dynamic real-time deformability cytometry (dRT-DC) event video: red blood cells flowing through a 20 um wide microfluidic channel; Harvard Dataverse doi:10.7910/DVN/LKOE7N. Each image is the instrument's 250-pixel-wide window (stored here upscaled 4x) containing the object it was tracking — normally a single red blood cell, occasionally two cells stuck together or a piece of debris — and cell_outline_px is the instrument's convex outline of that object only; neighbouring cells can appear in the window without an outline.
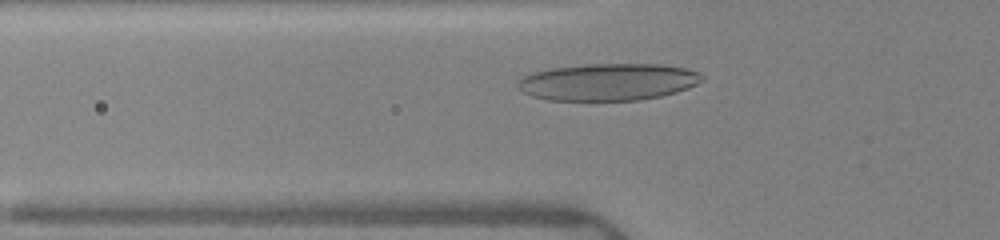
{"species": "human", "species_latin": "Homo sapiens", "temperature_condition": "warm", "stored_images_in_passage": 35, "camera_frame_rate_fps": 3000, "um_per_image_px": 0.085, "donor": {"sex": "female"}, "frame": {"image": 1, "passage_image": 9, "time_ms": 2.667, "image_size_px": [1000, 240], "cell_outline_px": [[704, 80], [688, 88], [676, 92], [660, 96], [636, 100], [548, 100], [532, 96], [524, 92], [516, 84], [524, 76], [532, 72], [552, 68], [588, 64], [660, 64], [684, 68], [700, 72], [704, 76]], "centroid_in_image_um": [51.72, 6.96], "position_along_channel_um": 74.1, "area_um2": 39.65}}
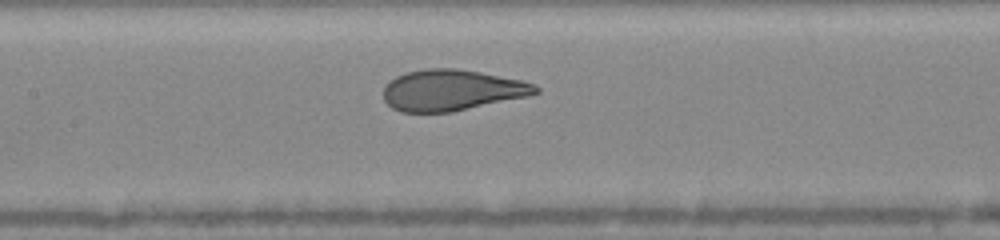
{"frame": {"image": 2, "passage_image": 16, "time_ms": 5.0, "image_size_px": [1000, 240], "cell_outline_px": [[540, 92], [528, 96], [452, 112], [400, 112], [392, 108], [384, 100], [384, 88], [388, 80], [396, 76], [408, 72], [424, 68], [456, 68], [480, 72], [524, 80], [536, 84], [540, 88]], "centroid_in_image_um": [38.42, 7.66], "position_along_channel_um": 169.0, "area_um2": 36.65}}
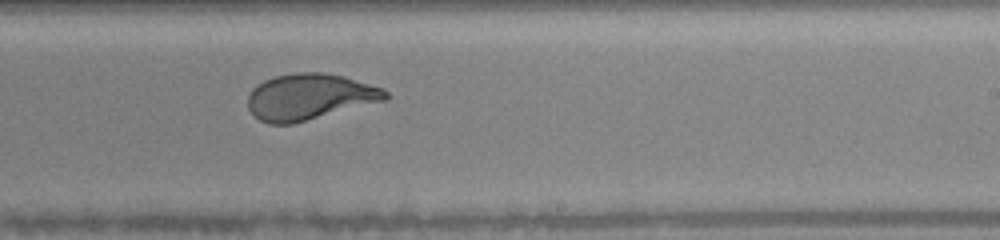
{"frame": {"image": 3, "passage_image": 23, "time_ms": 7.333, "image_size_px": [1000, 240], "cell_outline_px": [[388, 100], [292, 124], [268, 124], [260, 120], [248, 108], [248, 96], [252, 88], [256, 84], [264, 80], [276, 76], [296, 72], [324, 72], [344, 76], [384, 88], [388, 92]], "centroid_in_image_um": [26.34, 8.22], "position_along_channel_um": 262.7, "area_um2": 37.22}, "authors_computed_cell_mechanics": {"area_um2": 37.1076, "velocity_mm_per_s": 4.0256, "shape_relaxation_time_tau1_ms": 3.7224, "shape_relaxation_time_tau2_ms": null, "deformation_change_tau1": 0.185, "deformation_change_tau2": null}}